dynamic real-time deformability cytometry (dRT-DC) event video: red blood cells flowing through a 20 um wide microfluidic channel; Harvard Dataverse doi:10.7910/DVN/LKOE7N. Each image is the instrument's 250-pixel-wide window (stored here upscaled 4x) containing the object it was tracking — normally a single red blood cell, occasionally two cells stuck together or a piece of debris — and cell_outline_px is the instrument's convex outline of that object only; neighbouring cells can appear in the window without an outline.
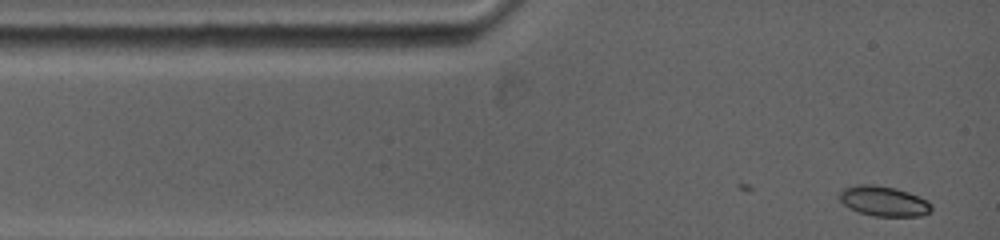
{"species": "common noctule bat (a hibernating species)", "species_latin": "Nyctalus noctula", "temperature_condition": "warm", "stored_images_in_passage": 21, "camera_frame_rate_fps": 5000, "um_per_image_px": 0.085, "animal": {"sex": "female", "body_mass_g": 19.0, "forearm_length_mm": 53.3}, "frame": {"image": 1, "passage_image": 1, "time_ms": 0.0, "image_size_px": [1000, 240], "cell_outline_px": [[932, 212], [920, 216], [872, 216], [860, 212], [844, 204], [840, 200], [840, 192], [844, 188], [860, 184], [872, 184], [896, 188], [908, 192], [928, 200], [932, 204]], "centroid_in_image_um": [75.17, 17.1], "position_along_channel_um": 9.8, "area_um2": 16.07}}